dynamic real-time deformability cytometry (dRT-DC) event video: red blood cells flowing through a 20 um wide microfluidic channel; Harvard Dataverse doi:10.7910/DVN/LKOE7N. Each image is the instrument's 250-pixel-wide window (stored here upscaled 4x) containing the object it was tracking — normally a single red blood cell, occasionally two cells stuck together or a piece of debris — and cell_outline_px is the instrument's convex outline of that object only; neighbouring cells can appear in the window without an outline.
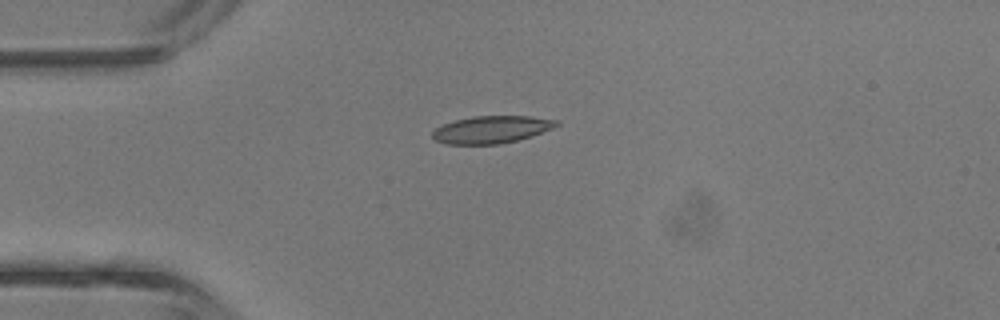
{"species": "common noctule bat (a hibernating species)", "species_latin": "Nyctalus noctula", "temperature_condition": "room temperature", "stored_images_in_passage": 32, "camera_frame_rate_fps": 3000, "um_per_image_px": 0.085, "animal": {"sex": "male", "body_mass_g": 13.3}, "frame": {"image": 1, "passage_image": 1, "time_ms": 0.0, "image_size_px": [1000, 320], "cell_outline_px": [[560, 124], [552, 128], [532, 136], [500, 144], [444, 144], [436, 140], [432, 136], [432, 132], [436, 128], [444, 124], [456, 120], [472, 116], [532, 116], [560, 120]], "centroid_in_image_um": [41.81, 11.0], "position_along_channel_um": 43.2, "area_um2": 19.77}}
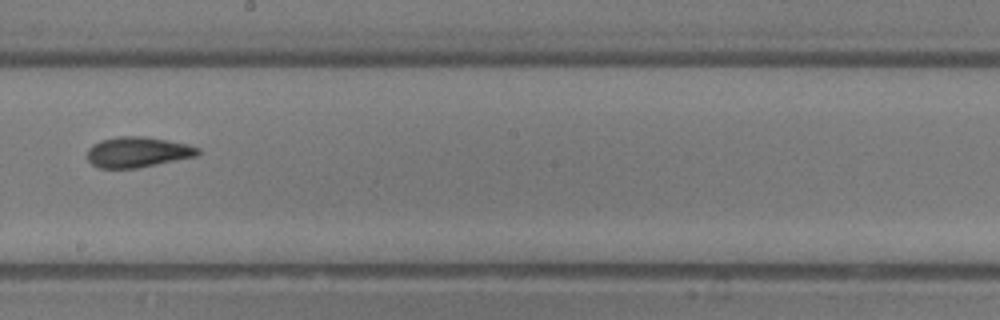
{"frame": {"image": 2, "passage_image": 14, "time_ms": 4.333, "image_size_px": [1000, 320], "cell_outline_px": [[200, 152], [196, 156], [136, 168], [100, 168], [92, 164], [88, 160], [88, 148], [92, 144], [100, 140], [116, 136], [144, 136], [188, 144], [200, 148]], "centroid_in_image_um": [11.68, 12.91], "position_along_channel_um": 236.5, "area_um2": 19.59}}
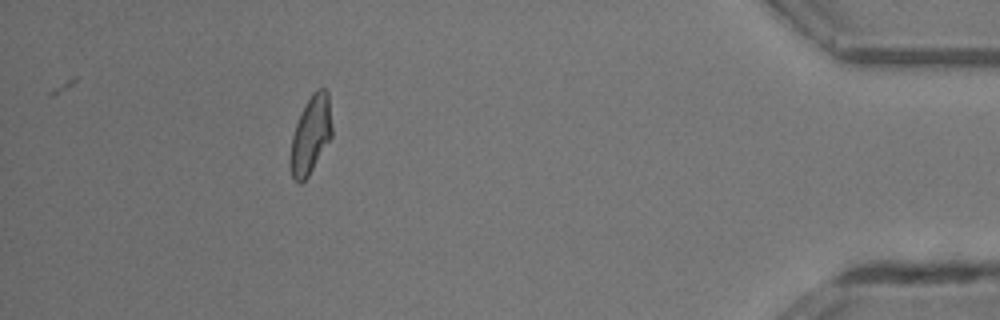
{"frame": {"image": 3, "passage_image": 28, "time_ms": 9.0, "image_size_px": [1000, 320], "cell_outline_px": [[332, 136], [308, 176], [300, 184], [292, 180], [288, 164], [288, 160], [292, 136], [300, 112], [312, 92], [316, 88], [324, 88], [328, 92], [332, 128]], "centroid_in_image_um": [26.37, 11.49], "position_along_channel_um": 408.8, "area_um2": 19.19}, "authors_computed_cell_mechanics": {"area_um2": 19.4208, "velocity_mm_per_s": 4.9531, "shape_relaxation_time_tau1_ms": 4.9353, "shape_relaxation_time_tau2_ms": 1.8545, "deformation_change_tau1": 0.1562, "deformation_change_tau2": 0.0777}}